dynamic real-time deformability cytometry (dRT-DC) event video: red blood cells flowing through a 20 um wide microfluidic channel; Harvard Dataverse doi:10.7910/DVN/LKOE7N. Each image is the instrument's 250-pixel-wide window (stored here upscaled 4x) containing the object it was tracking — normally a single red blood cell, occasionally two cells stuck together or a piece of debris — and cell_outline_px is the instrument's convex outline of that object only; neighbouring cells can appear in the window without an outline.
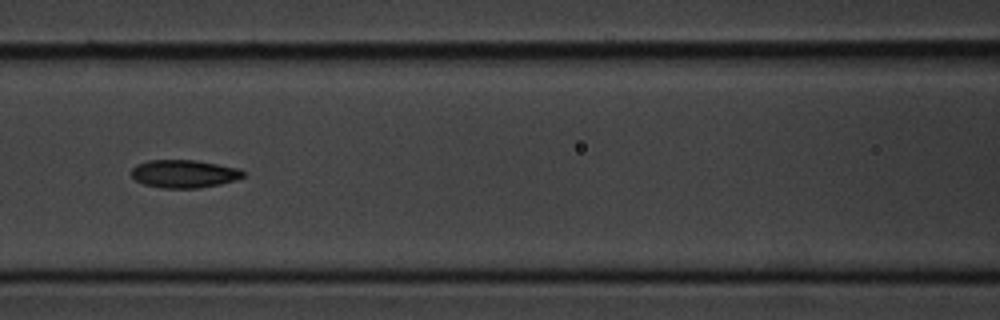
{"species": "common noctule bat (a hibernating species)", "species_latin": "Nyctalus noctula", "temperature_condition": "cold", "stored_images_in_passage": 9, "camera_frame_rate_fps": 3000, "um_per_image_px": 0.085, "animal": {"sex": "male", "body_mass_g": 20.1, "forearm_length_mm": 53.5}, "frame": {"image": 1, "passage_image": 6, "time_ms": 5.667, "image_size_px": [1000, 320], "cell_outline_px": [[244, 176], [236, 180], [220, 184], [200, 188], [160, 188], [144, 184], [136, 180], [132, 176], [132, 168], [136, 164], [148, 160], [196, 160], [240, 168], [244, 172]], "centroid_in_image_um": [15.66, 14.77], "position_along_channel_um": 150.9, "area_um2": 18.32}}
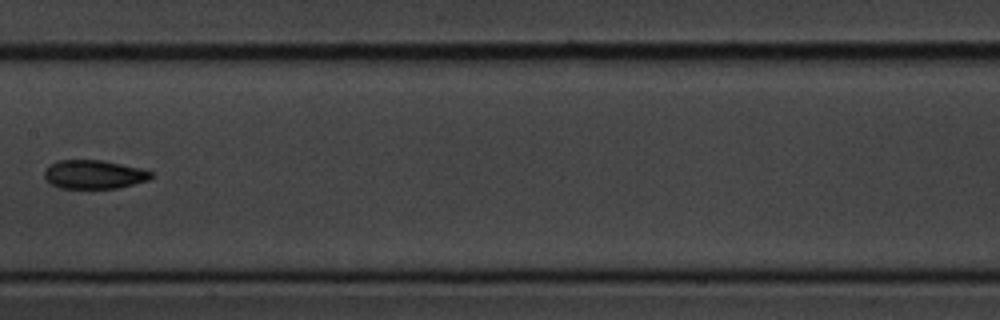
{"frame": {"image": 2, "passage_image": 7, "time_ms": 7.0, "image_size_px": [1000, 320], "cell_outline_px": [[156, 176], [148, 180], [116, 188], [60, 188], [52, 184], [44, 176], [44, 172], [48, 164], [60, 160], [104, 160], [140, 168], [152, 172]], "centroid_in_image_um": [8.0, 14.81], "position_along_channel_um": 199.4, "area_um2": 17.86}}
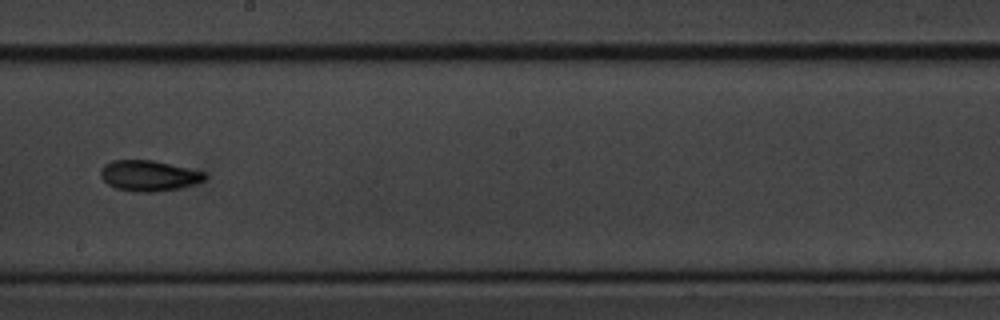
{"frame": {"image": 3, "passage_image": 8, "time_ms": 8.0, "image_size_px": [1000, 320], "cell_outline_px": [[208, 176], [204, 180], [180, 188], [156, 192], [132, 192], [116, 188], [108, 184], [100, 176], [100, 168], [104, 164], [112, 160], [152, 160], [204, 172]], "centroid_in_image_um": [12.61, 14.94], "position_along_channel_um": 235.6, "area_um2": 18.61}}